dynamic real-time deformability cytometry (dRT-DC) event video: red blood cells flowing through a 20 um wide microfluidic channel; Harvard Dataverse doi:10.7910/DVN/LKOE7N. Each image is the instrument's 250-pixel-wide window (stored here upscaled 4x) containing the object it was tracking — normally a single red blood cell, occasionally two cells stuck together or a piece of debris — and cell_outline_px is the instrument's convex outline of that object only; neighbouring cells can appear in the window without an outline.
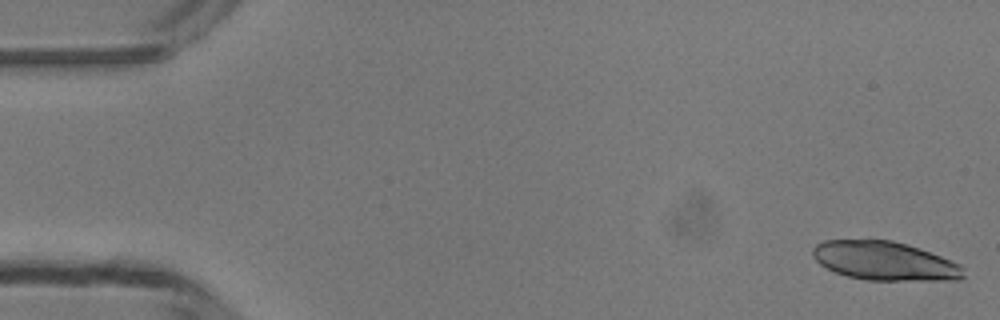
{"species": "common noctule bat (a hibernating species)", "species_latin": "Nyctalus noctula", "temperature_condition": "room temperature", "stored_images_in_passage": 49, "camera_frame_rate_fps": 3000, "um_per_image_px": 0.085, "animal": {"sex": "male", "body_mass_g": 13.3}, "frame": {"image": 1, "passage_image": 1, "time_ms": 0.0, "image_size_px": [1000, 320], "cell_outline_px": [[964, 276], [960, 280], [868, 280], [848, 276], [836, 272], [820, 264], [812, 256], [812, 248], [816, 244], [824, 240], [892, 240], [940, 256], [960, 264], [964, 268]], "centroid_in_image_um": [75.18, 22.18], "position_along_channel_um": 9.8, "area_um2": 33.81}}
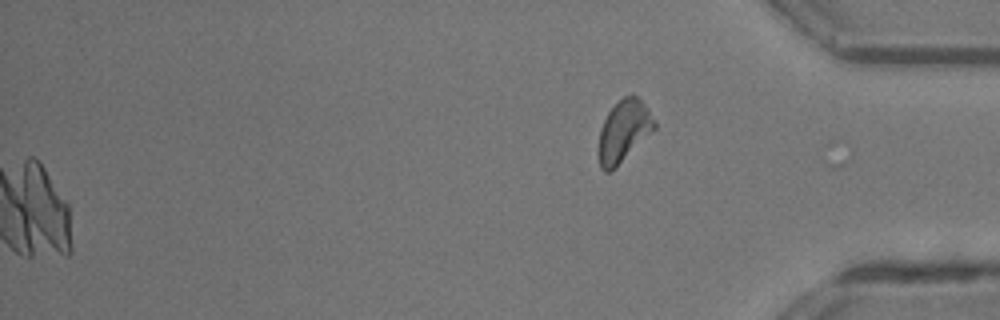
{"frame": {"image": 2, "passage_image": 49, "time_ms": 16.0, "image_size_px": [1000, 320], "cell_outline_px": [[656, 128], [616, 168], [608, 172], [604, 172], [600, 168], [596, 152], [596, 148], [600, 128], [608, 112], [624, 96], [632, 92], [648, 108], [656, 124]], "centroid_in_image_um": [52.97, 11.18], "position_along_channel_um": 382.2, "area_um2": 20.46}}